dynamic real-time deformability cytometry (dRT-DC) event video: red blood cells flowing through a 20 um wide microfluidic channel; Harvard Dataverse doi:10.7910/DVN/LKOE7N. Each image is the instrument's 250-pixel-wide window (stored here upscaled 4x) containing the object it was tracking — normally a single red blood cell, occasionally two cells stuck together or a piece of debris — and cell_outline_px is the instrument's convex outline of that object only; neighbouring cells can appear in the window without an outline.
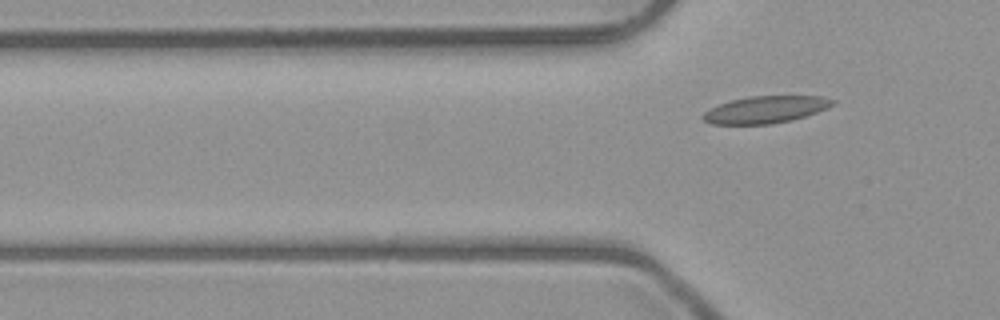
{"species": "common noctule bat (a hibernating species)", "species_latin": "Nyctalus noctula", "temperature_condition": "room temperature", "stored_images_in_passage": 7, "camera_frame_rate_fps": 3000, "um_per_image_px": 0.085, "animal": {"sex": "male", "body_mass_g": 23.1, "forearm_length_mm": 52.7}, "frame": {"image": 1, "passage_image": 7, "time_ms": 8.0, "image_size_px": [1000, 320], "cell_outline_px": [[836, 104], [828, 108], [792, 120], [772, 124], [712, 124], [704, 120], [700, 116], [704, 112], [720, 104], [732, 100], [748, 96], [824, 96], [836, 100]], "centroid_in_image_um": [65.11, 9.31], "position_along_channel_um": 60.7, "area_um2": 20.46}}